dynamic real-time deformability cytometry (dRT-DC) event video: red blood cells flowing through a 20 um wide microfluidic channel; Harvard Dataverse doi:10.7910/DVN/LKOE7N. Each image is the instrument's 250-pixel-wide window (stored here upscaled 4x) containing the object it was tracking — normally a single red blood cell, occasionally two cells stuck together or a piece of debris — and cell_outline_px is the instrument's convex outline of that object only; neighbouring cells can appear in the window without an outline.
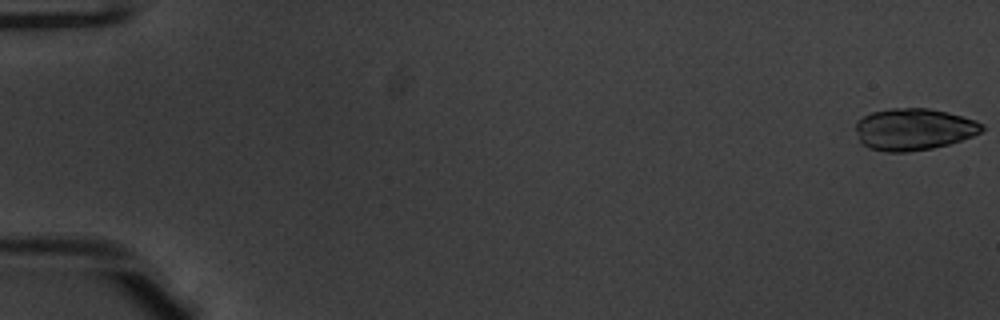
{"species": "common noctule bat (a hibernating species)", "species_latin": "Nyctalus noctula", "temperature_condition": "warm", "stored_images_in_passage": 52, "camera_frame_rate_fps": 3000, "um_per_image_px": 0.085, "animal": {"sex": "male", "body_mass_g": 20.1, "forearm_length_mm": 53.5}, "frame": {"image": 1, "passage_image": 1, "time_ms": 0.0, "image_size_px": [1000, 320], "cell_outline_px": [[984, 128], [980, 132], [972, 136], [948, 144], [932, 148], [908, 152], [884, 152], [868, 148], [860, 140], [856, 132], [856, 120], [872, 112], [888, 108], [928, 108], [948, 112], [976, 120], [984, 124]], "centroid_in_image_um": [77.66, 10.98], "position_along_channel_um": 7.3, "area_um2": 30.87}}